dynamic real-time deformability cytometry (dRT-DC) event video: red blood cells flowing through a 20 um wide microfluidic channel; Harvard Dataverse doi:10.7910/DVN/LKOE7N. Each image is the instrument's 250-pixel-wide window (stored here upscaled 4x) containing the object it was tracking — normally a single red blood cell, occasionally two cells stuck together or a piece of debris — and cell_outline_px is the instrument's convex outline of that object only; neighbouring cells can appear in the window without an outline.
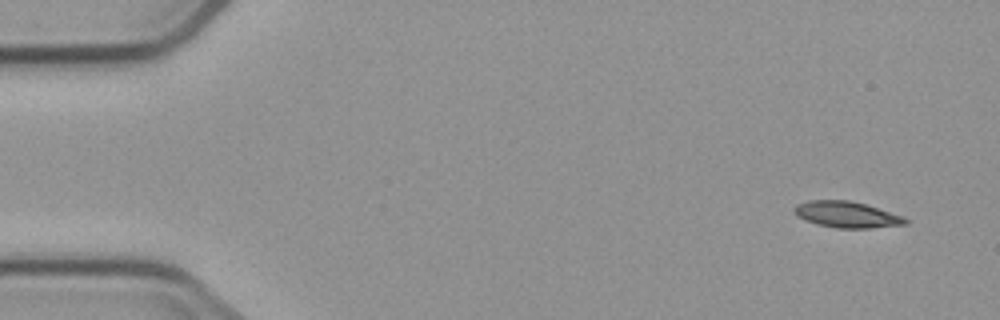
{"species": "common noctule bat (a hibernating species)", "species_latin": "Nyctalus noctula", "temperature_condition": "cold", "stored_images_in_passage": 6, "camera_frame_rate_fps": 3000, "um_per_image_px": 0.085, "animal": {"sex": "male", "body_mass_g": 23.1, "forearm_length_mm": 52.7}, "frame": {"image": 1, "passage_image": 1, "time_ms": 0.0, "image_size_px": [1000, 320], "cell_outline_px": [[908, 224], [868, 228], [836, 228], [816, 224], [804, 220], [796, 216], [792, 212], [792, 208], [796, 204], [808, 200], [848, 200], [864, 204], [904, 216], [908, 220]], "centroid_in_image_um": [71.91, 18.24], "position_along_channel_um": 13.1, "area_um2": 17.11}}
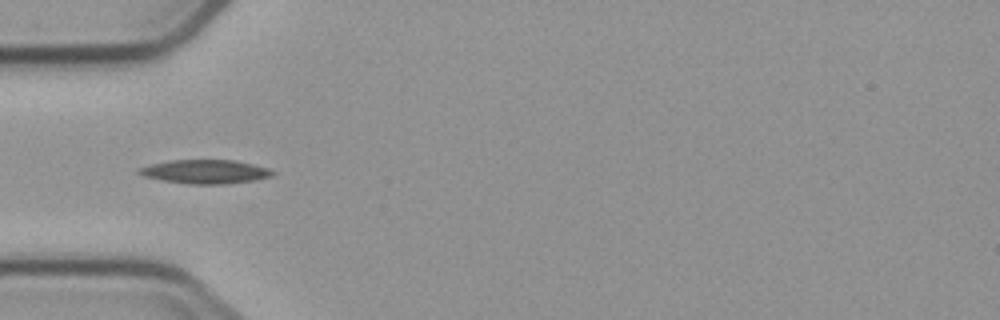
{"frame": {"image": 2, "passage_image": 5, "time_ms": 4.667, "image_size_px": [1000, 320], "cell_outline_px": [[276, 172], [272, 176], [256, 180], [224, 184], [188, 184], [164, 180], [144, 176], [136, 172], [136, 168], [148, 164], [168, 160], [232, 160], [252, 164], [268, 168]], "centroid_in_image_um": [17.41, 14.59], "position_along_channel_um": 67.6, "area_um2": 18.67}}
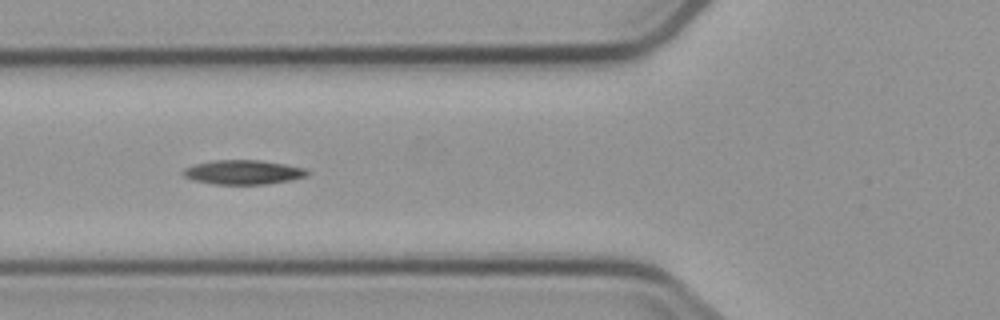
{"frame": {"image": 3, "passage_image": 6, "time_ms": 5.667, "image_size_px": [1000, 320], "cell_outline_px": [[312, 172], [308, 176], [292, 180], [268, 184], [212, 184], [196, 180], [184, 176], [180, 172], [184, 168], [196, 164], [212, 160], [260, 160], [284, 164], [304, 168]], "centroid_in_image_um": [20.71, 14.64], "position_along_channel_um": 105.1, "area_um2": 17.69}}